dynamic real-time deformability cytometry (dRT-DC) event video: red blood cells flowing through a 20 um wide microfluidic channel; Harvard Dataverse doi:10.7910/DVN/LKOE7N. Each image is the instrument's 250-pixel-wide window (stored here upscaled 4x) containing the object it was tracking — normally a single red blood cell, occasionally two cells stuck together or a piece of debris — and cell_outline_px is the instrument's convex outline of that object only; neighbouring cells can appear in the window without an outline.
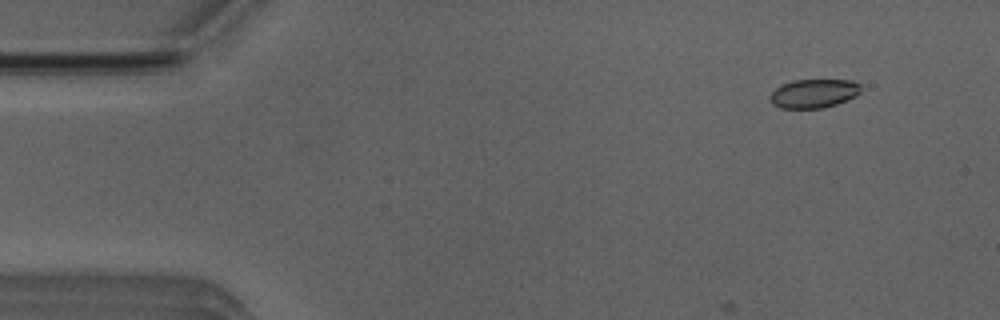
{"species": "Egyptian fruit bat (a non-hibernating species)", "species_latin": "Rousettus aegyptiacus", "temperature_condition": "room temperature", "stored_images_in_passage": 4, "camera_frame_rate_fps": 3000, "um_per_image_px": 0.085, "animal": {"sex": "male"}, "frame": {"image": 1, "passage_image": 4, "time_ms": 4.333, "image_size_px": [1000, 320], "cell_outline_px": [[860, 92], [856, 96], [836, 104], [820, 108], [780, 108], [772, 104], [768, 96], [780, 84], [792, 80], [852, 80], [860, 84]], "centroid_in_image_um": [69.14, 7.94], "position_along_channel_um": 15.9, "area_um2": 15.32}}